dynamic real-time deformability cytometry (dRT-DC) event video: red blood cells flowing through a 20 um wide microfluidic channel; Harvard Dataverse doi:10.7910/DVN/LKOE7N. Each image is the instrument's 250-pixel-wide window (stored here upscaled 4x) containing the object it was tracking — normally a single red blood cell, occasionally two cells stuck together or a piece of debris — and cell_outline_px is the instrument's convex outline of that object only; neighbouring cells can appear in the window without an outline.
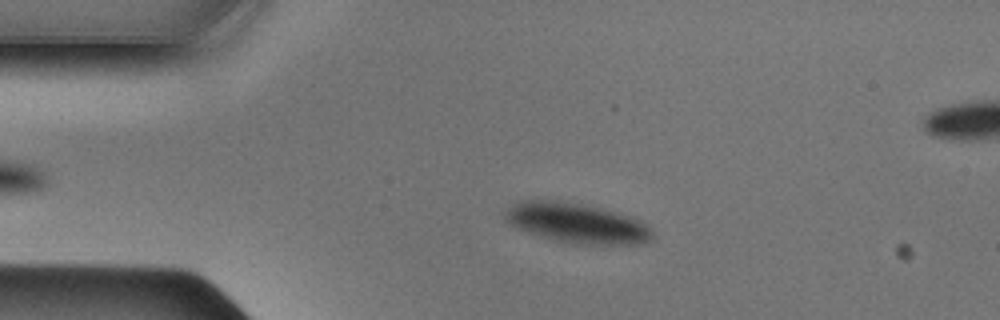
{"species": "Egyptian fruit bat (a non-hibernating species)", "species_latin": "Rousettus aegyptiacus", "temperature_condition": "cold", "stored_images_in_passage": 43, "camera_frame_rate_fps": 3000, "um_per_image_px": 0.085, "animal": {"sex": "male"}, "frame": {"image": 1, "passage_image": 9, "time_ms": 2.667, "image_size_px": [1000, 320], "cell_outline_px": [[652, 236], [648, 240], [640, 244], [584, 244], [552, 240], [516, 228], [504, 220], [504, 212], [512, 204], [520, 200], [560, 200], [580, 204], [628, 216], [648, 224], [652, 228]], "centroid_in_image_um": [48.97, 18.96], "position_along_channel_um": 36.0, "area_um2": 33.99}}
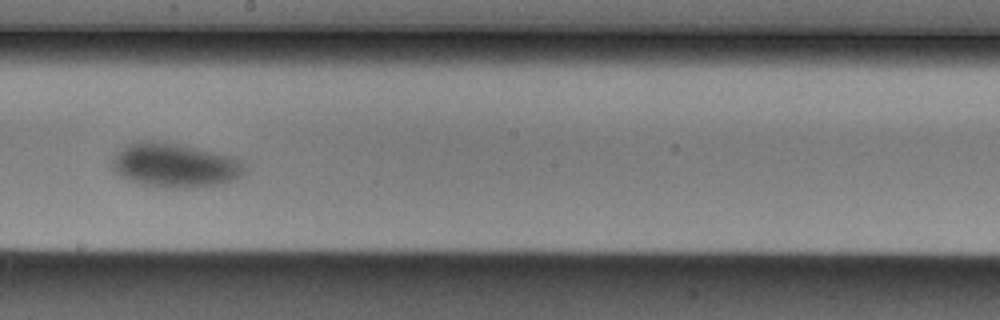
{"frame": {"image": 2, "passage_image": 26, "time_ms": 8.333, "image_size_px": [1000, 320], "cell_outline_px": [[244, 172], [240, 176], [220, 184], [188, 188], [164, 188], [144, 184], [128, 180], [120, 176], [112, 168], [112, 156], [116, 152], [128, 144], [144, 140], [152, 140], [180, 144], [216, 152], [232, 156], [240, 160], [244, 164]], "centroid_in_image_um": [14.83, 14.04], "position_along_channel_um": 233.4, "area_um2": 34.16}}
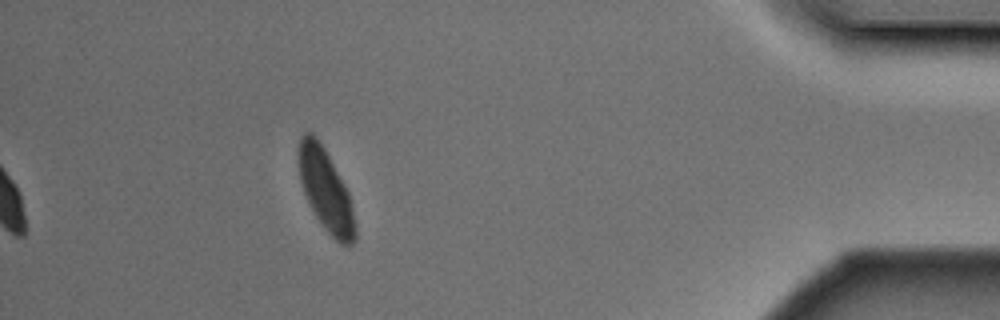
{"frame": {"image": 3, "passage_image": 43, "time_ms": 14.0, "image_size_px": [1000, 320], "cell_outline_px": [[356, 240], [352, 244], [340, 244], [324, 228], [316, 216], [304, 192], [300, 180], [300, 136], [304, 132], [312, 132], [316, 136], [324, 148], [348, 192], [352, 208], [356, 228]], "centroid_in_image_um": [27.71, 16.19], "position_along_channel_um": 407.5, "area_um2": 26.18}}